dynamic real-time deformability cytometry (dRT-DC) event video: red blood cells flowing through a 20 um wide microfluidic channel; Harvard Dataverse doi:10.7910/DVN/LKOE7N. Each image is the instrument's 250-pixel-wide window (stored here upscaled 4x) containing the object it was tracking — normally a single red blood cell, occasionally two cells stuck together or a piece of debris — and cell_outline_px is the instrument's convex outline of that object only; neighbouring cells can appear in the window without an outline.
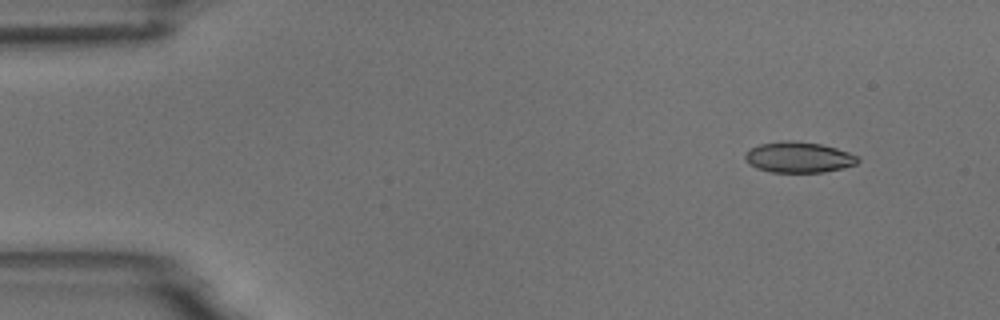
{"species": "common noctule bat (a hibernating species)", "species_latin": "Nyctalus noctula", "temperature_condition": "room temperature", "stored_images_in_passage": 7, "camera_frame_rate_fps": 3000, "um_per_image_px": 0.085, "animal": {"sex": "male", "body_mass_g": 18.8}, "frame": {"image": 1, "passage_image": 2, "time_ms": 1.333, "image_size_px": [1000, 320], "cell_outline_px": [[860, 160], [856, 164], [844, 168], [824, 172], [772, 172], [756, 168], [748, 164], [744, 160], [744, 152], [760, 144], [784, 140], [792, 140], [820, 144], [836, 148], [848, 152], [856, 156]], "centroid_in_image_um": [67.85, 13.37], "position_along_channel_um": 17.1, "area_um2": 20.29}}
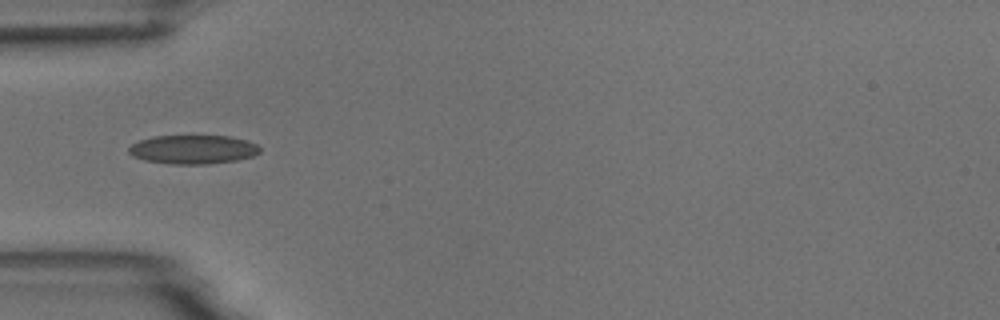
{"frame": {"image": 2, "passage_image": 5, "time_ms": 5.333, "image_size_px": [1000, 320], "cell_outline_px": [[260, 152], [252, 156], [236, 160], [208, 164], [172, 164], [144, 160], [132, 156], [128, 152], [128, 148], [132, 144], [140, 140], [152, 136], [232, 136], [248, 140], [256, 144], [260, 148]], "centroid_in_image_um": [16.4, 12.7], "position_along_channel_um": 68.6, "area_um2": 22.14}}